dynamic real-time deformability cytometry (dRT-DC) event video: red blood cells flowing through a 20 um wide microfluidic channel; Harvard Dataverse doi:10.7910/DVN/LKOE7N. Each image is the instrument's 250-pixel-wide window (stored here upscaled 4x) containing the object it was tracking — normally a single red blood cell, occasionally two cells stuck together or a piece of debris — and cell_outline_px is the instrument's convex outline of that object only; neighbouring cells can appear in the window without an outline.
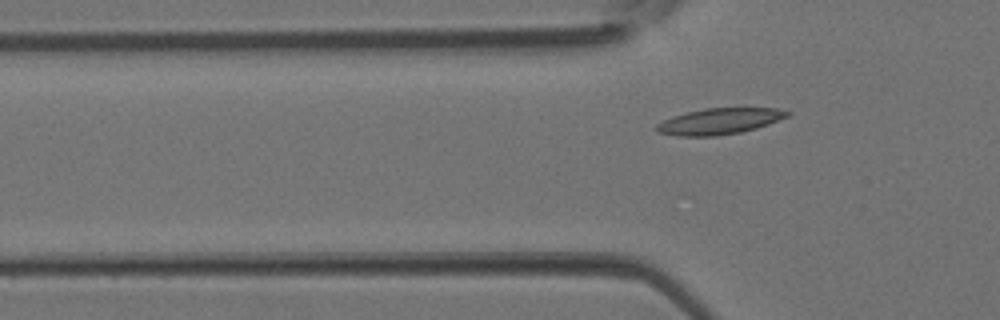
{"species": "Egyptian fruit bat (a non-hibernating species)", "species_latin": "Rousettus aegyptiacus", "temperature_condition": "room temperature", "stored_images_in_passage": 4, "camera_frame_rate_fps": 3000, "um_per_image_px": 0.085, "animal": {"sex": "female"}, "frame": {"image": 1, "passage_image": 4, "time_ms": 1.0, "image_size_px": [1000, 320], "cell_outline_px": [[792, 112], [788, 116], [768, 124], [756, 128], [740, 132], [716, 136], [676, 136], [656, 132], [656, 124], [672, 116], [704, 108], [776, 108]], "centroid_in_image_um": [61.13, 10.31], "position_along_channel_um": 64.7, "area_um2": 19.83}}